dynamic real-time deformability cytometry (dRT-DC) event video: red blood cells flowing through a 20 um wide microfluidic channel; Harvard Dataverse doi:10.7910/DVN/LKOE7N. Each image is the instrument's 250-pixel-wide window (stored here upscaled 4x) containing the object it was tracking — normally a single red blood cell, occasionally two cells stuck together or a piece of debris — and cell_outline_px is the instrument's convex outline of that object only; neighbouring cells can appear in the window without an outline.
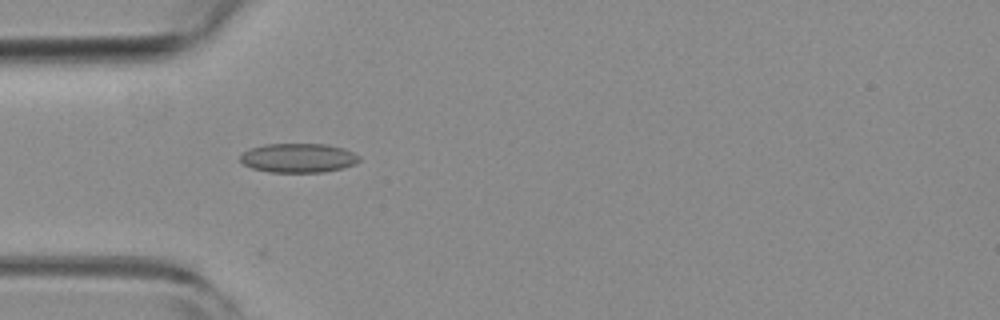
{"species": "common noctule bat (a hibernating species)", "species_latin": "Nyctalus noctula", "temperature_condition": "room temperature", "stored_images_in_passage": 54, "camera_frame_rate_fps": 3000, "um_per_image_px": 0.085, "animal": {"sex": "female", "body_mass_g": 19.3, "forearm_length_mm": 54.1}, "frame": {"image": 1, "passage_image": 16, "time_ms": 5.0, "image_size_px": [1000, 320], "cell_outline_px": [[360, 160], [356, 164], [324, 172], [268, 172], [252, 168], [244, 164], [240, 160], [240, 156], [248, 148], [268, 144], [328, 144], [344, 148], [360, 156]], "centroid_in_image_um": [25.36, 13.42], "position_along_channel_um": 59.6, "area_um2": 20.29}}
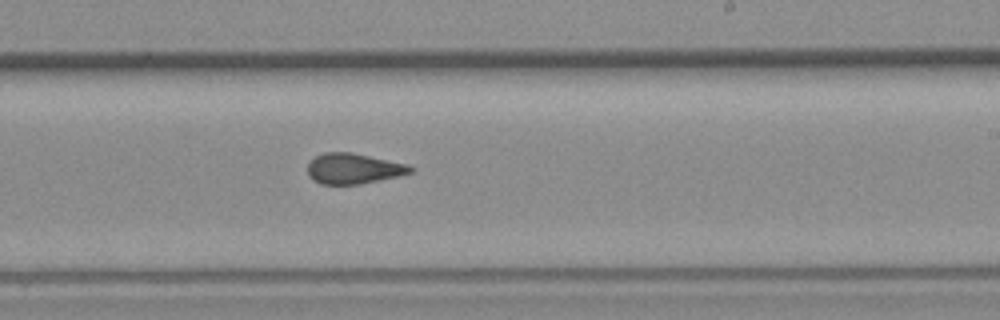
{"frame": {"image": 2, "passage_image": 32, "time_ms": 10.333, "image_size_px": [1000, 320], "cell_outline_px": [[416, 168], [412, 172], [400, 176], [360, 184], [320, 184], [312, 180], [308, 176], [308, 164], [316, 156], [324, 152], [352, 152], [408, 164]], "centroid_in_image_um": [30.07, 14.33], "position_along_channel_um": 258.9, "area_um2": 18.44}}
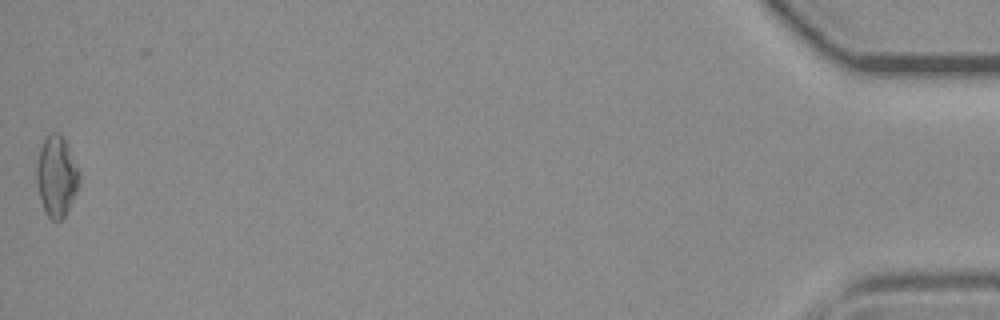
{"frame": {"image": 3, "passage_image": 54, "time_ms": 17.667, "image_size_px": [1000, 320], "cell_outline_px": [[80, 180], [76, 192], [64, 220], [52, 220], [44, 212], [40, 200], [36, 184], [36, 164], [40, 148], [44, 136], [52, 132], [56, 132], [64, 140], [80, 172]], "centroid_in_image_um": [4.78, 15.02], "position_along_channel_um": 430.4, "area_um2": 20.23}, "authors_computed_cell_mechanics": {"area_um2": 18.9006, "velocity_mm_per_s": 3.7754, "shape_relaxation_time_tau1_ms": null, "shape_relaxation_time_tau2_ms": 1.8707, "deformation_change_tau1": null, "deformation_change_tau2": 0.0737}}